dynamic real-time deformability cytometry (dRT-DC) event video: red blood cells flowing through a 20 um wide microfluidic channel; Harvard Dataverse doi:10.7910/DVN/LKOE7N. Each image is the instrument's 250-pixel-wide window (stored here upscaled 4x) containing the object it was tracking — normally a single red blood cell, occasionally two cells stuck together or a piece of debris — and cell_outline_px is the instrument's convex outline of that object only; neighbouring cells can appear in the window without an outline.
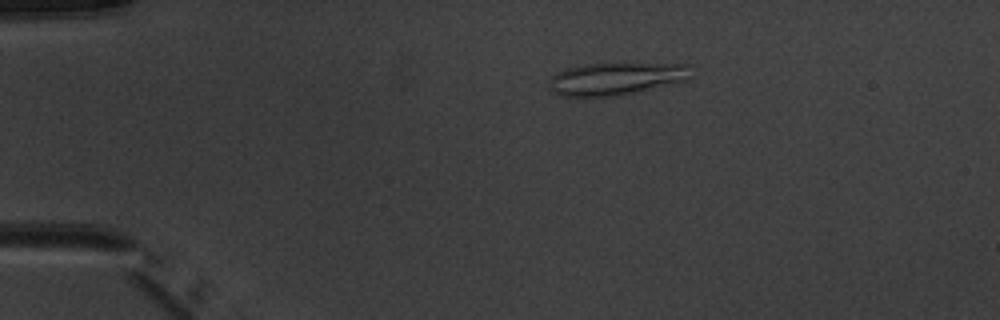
{"species": "common noctule bat (a hibernating species)", "species_latin": "Nyctalus noctula", "temperature_condition": "warm", "stored_images_in_passage": 6, "camera_frame_rate_fps": 3000, "um_per_image_px": 0.085, "animal": {"sex": "male", "body_mass_g": 20.1, "forearm_length_mm": 53.5}, "frame": {"image": 1, "passage_image": 3, "time_ms": 2.667, "image_size_px": [1000, 320], "cell_outline_px": [[688, 80], [636, 92], [616, 96], [560, 96], [552, 92], [548, 88], [552, 76], [568, 68], [588, 64], [688, 64]], "centroid_in_image_um": [52.32, 6.71], "position_along_channel_um": 32.7, "area_um2": 26.3}}
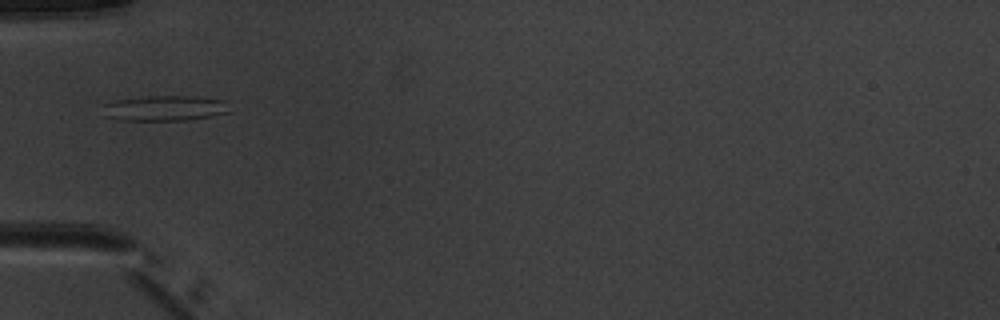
{"frame": {"image": 2, "passage_image": 5, "time_ms": 5.0, "image_size_px": [1000, 320], "cell_outline_px": [[228, 112], [212, 116], [188, 120], [120, 120], [104, 116], [100, 104], [112, 100], [148, 96], [196, 96], [224, 100]], "centroid_in_image_um": [13.9, 9.19], "position_along_channel_um": 71.1, "area_um2": 18.9}}
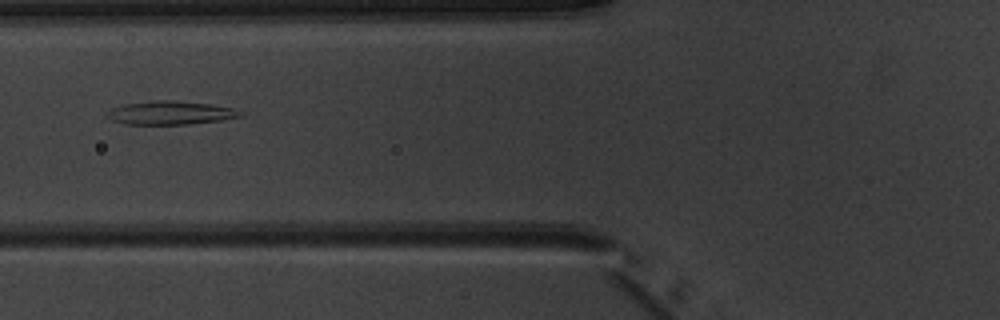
{"frame": {"image": 3, "passage_image": 6, "time_ms": 6.0, "image_size_px": [1000, 320], "cell_outline_px": [[244, 116], [224, 120], [188, 124], [124, 124], [112, 120], [104, 112], [108, 108], [120, 104], [160, 100], [176, 100], [212, 104], [232, 108], [244, 112]], "centroid_in_image_um": [14.47, 9.58], "position_along_channel_um": 111.3, "area_um2": 18.61}}